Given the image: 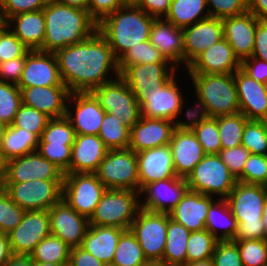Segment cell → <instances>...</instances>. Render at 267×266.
Wrapping results in <instances>:
<instances>
[{
  "instance_id": "cell-1",
  "label": "cell",
  "mask_w": 267,
  "mask_h": 266,
  "mask_svg": "<svg viewBox=\"0 0 267 266\" xmlns=\"http://www.w3.org/2000/svg\"><path fill=\"white\" fill-rule=\"evenodd\" d=\"M62 82L69 91L90 92L119 77L118 60L108 41L95 31L89 38L54 52Z\"/></svg>"
},
{
  "instance_id": "cell-2",
  "label": "cell",
  "mask_w": 267,
  "mask_h": 266,
  "mask_svg": "<svg viewBox=\"0 0 267 266\" xmlns=\"http://www.w3.org/2000/svg\"><path fill=\"white\" fill-rule=\"evenodd\" d=\"M43 14L45 38L40 51L55 52L80 43L97 31V23L88 11L79 8L49 0L43 8Z\"/></svg>"
},
{
  "instance_id": "cell-3",
  "label": "cell",
  "mask_w": 267,
  "mask_h": 266,
  "mask_svg": "<svg viewBox=\"0 0 267 266\" xmlns=\"http://www.w3.org/2000/svg\"><path fill=\"white\" fill-rule=\"evenodd\" d=\"M155 17L137 5H124L97 24V31L108 41L118 60L131 47L149 41Z\"/></svg>"
},
{
  "instance_id": "cell-4",
  "label": "cell",
  "mask_w": 267,
  "mask_h": 266,
  "mask_svg": "<svg viewBox=\"0 0 267 266\" xmlns=\"http://www.w3.org/2000/svg\"><path fill=\"white\" fill-rule=\"evenodd\" d=\"M267 186L237 182L225 198L237 220V232L233 241L265 239L263 207Z\"/></svg>"
},
{
  "instance_id": "cell-5",
  "label": "cell",
  "mask_w": 267,
  "mask_h": 266,
  "mask_svg": "<svg viewBox=\"0 0 267 266\" xmlns=\"http://www.w3.org/2000/svg\"><path fill=\"white\" fill-rule=\"evenodd\" d=\"M212 117L240 112L234 74H188Z\"/></svg>"
},
{
  "instance_id": "cell-6",
  "label": "cell",
  "mask_w": 267,
  "mask_h": 266,
  "mask_svg": "<svg viewBox=\"0 0 267 266\" xmlns=\"http://www.w3.org/2000/svg\"><path fill=\"white\" fill-rule=\"evenodd\" d=\"M139 196L140 192L129 189H106L89 224L130 229L140 209Z\"/></svg>"
},
{
  "instance_id": "cell-7",
  "label": "cell",
  "mask_w": 267,
  "mask_h": 266,
  "mask_svg": "<svg viewBox=\"0 0 267 266\" xmlns=\"http://www.w3.org/2000/svg\"><path fill=\"white\" fill-rule=\"evenodd\" d=\"M185 179L189 190L219 199H225L238 182L218 154H205Z\"/></svg>"
},
{
  "instance_id": "cell-8",
  "label": "cell",
  "mask_w": 267,
  "mask_h": 266,
  "mask_svg": "<svg viewBox=\"0 0 267 266\" xmlns=\"http://www.w3.org/2000/svg\"><path fill=\"white\" fill-rule=\"evenodd\" d=\"M95 173L107 189L139 192L137 156L129 148L109 149Z\"/></svg>"
},
{
  "instance_id": "cell-9",
  "label": "cell",
  "mask_w": 267,
  "mask_h": 266,
  "mask_svg": "<svg viewBox=\"0 0 267 266\" xmlns=\"http://www.w3.org/2000/svg\"><path fill=\"white\" fill-rule=\"evenodd\" d=\"M106 189L96 173L64 174L62 199L77 213L90 219Z\"/></svg>"
},
{
  "instance_id": "cell-10",
  "label": "cell",
  "mask_w": 267,
  "mask_h": 266,
  "mask_svg": "<svg viewBox=\"0 0 267 266\" xmlns=\"http://www.w3.org/2000/svg\"><path fill=\"white\" fill-rule=\"evenodd\" d=\"M63 180L1 183L10 199L25 211L49 210L62 199Z\"/></svg>"
},
{
  "instance_id": "cell-11",
  "label": "cell",
  "mask_w": 267,
  "mask_h": 266,
  "mask_svg": "<svg viewBox=\"0 0 267 266\" xmlns=\"http://www.w3.org/2000/svg\"><path fill=\"white\" fill-rule=\"evenodd\" d=\"M114 78L91 92L106 112L117 116L123 125L131 129L140 119V106L126 81L121 76Z\"/></svg>"
},
{
  "instance_id": "cell-12",
  "label": "cell",
  "mask_w": 267,
  "mask_h": 266,
  "mask_svg": "<svg viewBox=\"0 0 267 266\" xmlns=\"http://www.w3.org/2000/svg\"><path fill=\"white\" fill-rule=\"evenodd\" d=\"M167 228L168 213L151 212L143 208L137 212L130 231L135 235L148 261H162Z\"/></svg>"
},
{
  "instance_id": "cell-13",
  "label": "cell",
  "mask_w": 267,
  "mask_h": 266,
  "mask_svg": "<svg viewBox=\"0 0 267 266\" xmlns=\"http://www.w3.org/2000/svg\"><path fill=\"white\" fill-rule=\"evenodd\" d=\"M175 76L152 92H132L140 106V116L167 119L172 122L182 114L184 96Z\"/></svg>"
},
{
  "instance_id": "cell-14",
  "label": "cell",
  "mask_w": 267,
  "mask_h": 266,
  "mask_svg": "<svg viewBox=\"0 0 267 266\" xmlns=\"http://www.w3.org/2000/svg\"><path fill=\"white\" fill-rule=\"evenodd\" d=\"M50 234L48 210L25 211L21 223L8 233L11 251L15 255H30Z\"/></svg>"
},
{
  "instance_id": "cell-15",
  "label": "cell",
  "mask_w": 267,
  "mask_h": 266,
  "mask_svg": "<svg viewBox=\"0 0 267 266\" xmlns=\"http://www.w3.org/2000/svg\"><path fill=\"white\" fill-rule=\"evenodd\" d=\"M64 173L38 151L7 160L2 183H20L32 180H63Z\"/></svg>"
},
{
  "instance_id": "cell-16",
  "label": "cell",
  "mask_w": 267,
  "mask_h": 266,
  "mask_svg": "<svg viewBox=\"0 0 267 266\" xmlns=\"http://www.w3.org/2000/svg\"><path fill=\"white\" fill-rule=\"evenodd\" d=\"M183 30V63L187 68L201 53L224 38L222 19L208 17Z\"/></svg>"
},
{
  "instance_id": "cell-17",
  "label": "cell",
  "mask_w": 267,
  "mask_h": 266,
  "mask_svg": "<svg viewBox=\"0 0 267 266\" xmlns=\"http://www.w3.org/2000/svg\"><path fill=\"white\" fill-rule=\"evenodd\" d=\"M51 234L71 248L80 247L90 226L89 219L77 213L63 199L48 210Z\"/></svg>"
},
{
  "instance_id": "cell-18",
  "label": "cell",
  "mask_w": 267,
  "mask_h": 266,
  "mask_svg": "<svg viewBox=\"0 0 267 266\" xmlns=\"http://www.w3.org/2000/svg\"><path fill=\"white\" fill-rule=\"evenodd\" d=\"M67 103L66 117L70 120L76 134L99 135L106 111L100 106L98 99L90 92H72ZM74 104L73 114L70 109ZM70 106V107H68Z\"/></svg>"
},
{
  "instance_id": "cell-19",
  "label": "cell",
  "mask_w": 267,
  "mask_h": 266,
  "mask_svg": "<svg viewBox=\"0 0 267 266\" xmlns=\"http://www.w3.org/2000/svg\"><path fill=\"white\" fill-rule=\"evenodd\" d=\"M17 86L20 90L33 86H66L62 82L54 52L30 50Z\"/></svg>"
},
{
  "instance_id": "cell-20",
  "label": "cell",
  "mask_w": 267,
  "mask_h": 266,
  "mask_svg": "<svg viewBox=\"0 0 267 266\" xmlns=\"http://www.w3.org/2000/svg\"><path fill=\"white\" fill-rule=\"evenodd\" d=\"M186 179L174 177L147 184L141 191L144 196L140 208L151 212L169 213L188 190Z\"/></svg>"
},
{
  "instance_id": "cell-21",
  "label": "cell",
  "mask_w": 267,
  "mask_h": 266,
  "mask_svg": "<svg viewBox=\"0 0 267 266\" xmlns=\"http://www.w3.org/2000/svg\"><path fill=\"white\" fill-rule=\"evenodd\" d=\"M136 156L139 192L149 183L178 177L169 144L137 152Z\"/></svg>"
},
{
  "instance_id": "cell-22",
  "label": "cell",
  "mask_w": 267,
  "mask_h": 266,
  "mask_svg": "<svg viewBox=\"0 0 267 266\" xmlns=\"http://www.w3.org/2000/svg\"><path fill=\"white\" fill-rule=\"evenodd\" d=\"M176 71L177 68L170 62L134 64L128 66L120 76L132 92H152L158 86L166 85L177 74Z\"/></svg>"
},
{
  "instance_id": "cell-23",
  "label": "cell",
  "mask_w": 267,
  "mask_h": 266,
  "mask_svg": "<svg viewBox=\"0 0 267 266\" xmlns=\"http://www.w3.org/2000/svg\"><path fill=\"white\" fill-rule=\"evenodd\" d=\"M240 113L248 120L267 121V84L259 83L241 68L234 73Z\"/></svg>"
},
{
  "instance_id": "cell-24",
  "label": "cell",
  "mask_w": 267,
  "mask_h": 266,
  "mask_svg": "<svg viewBox=\"0 0 267 266\" xmlns=\"http://www.w3.org/2000/svg\"><path fill=\"white\" fill-rule=\"evenodd\" d=\"M239 68L241 61L223 38L201 53L186 70L188 74H234Z\"/></svg>"
},
{
  "instance_id": "cell-25",
  "label": "cell",
  "mask_w": 267,
  "mask_h": 266,
  "mask_svg": "<svg viewBox=\"0 0 267 266\" xmlns=\"http://www.w3.org/2000/svg\"><path fill=\"white\" fill-rule=\"evenodd\" d=\"M175 130L174 122L167 119H140L130 129L128 148L135 153L170 144Z\"/></svg>"
},
{
  "instance_id": "cell-26",
  "label": "cell",
  "mask_w": 267,
  "mask_h": 266,
  "mask_svg": "<svg viewBox=\"0 0 267 266\" xmlns=\"http://www.w3.org/2000/svg\"><path fill=\"white\" fill-rule=\"evenodd\" d=\"M70 93L66 86L22 88V104L35 108L50 118H60L66 116Z\"/></svg>"
},
{
  "instance_id": "cell-27",
  "label": "cell",
  "mask_w": 267,
  "mask_h": 266,
  "mask_svg": "<svg viewBox=\"0 0 267 266\" xmlns=\"http://www.w3.org/2000/svg\"><path fill=\"white\" fill-rule=\"evenodd\" d=\"M224 38L240 61L251 57L255 45L257 18L249 11L244 14L225 17Z\"/></svg>"
},
{
  "instance_id": "cell-28",
  "label": "cell",
  "mask_w": 267,
  "mask_h": 266,
  "mask_svg": "<svg viewBox=\"0 0 267 266\" xmlns=\"http://www.w3.org/2000/svg\"><path fill=\"white\" fill-rule=\"evenodd\" d=\"M213 202V196L188 189L178 204L169 212V216L190 232L202 231L206 229L207 213Z\"/></svg>"
},
{
  "instance_id": "cell-29",
  "label": "cell",
  "mask_w": 267,
  "mask_h": 266,
  "mask_svg": "<svg viewBox=\"0 0 267 266\" xmlns=\"http://www.w3.org/2000/svg\"><path fill=\"white\" fill-rule=\"evenodd\" d=\"M108 150L98 135L76 134L69 173H95Z\"/></svg>"
},
{
  "instance_id": "cell-30",
  "label": "cell",
  "mask_w": 267,
  "mask_h": 266,
  "mask_svg": "<svg viewBox=\"0 0 267 266\" xmlns=\"http://www.w3.org/2000/svg\"><path fill=\"white\" fill-rule=\"evenodd\" d=\"M149 41L164 59L176 68L183 65V30L164 18H155L151 27Z\"/></svg>"
},
{
  "instance_id": "cell-31",
  "label": "cell",
  "mask_w": 267,
  "mask_h": 266,
  "mask_svg": "<svg viewBox=\"0 0 267 266\" xmlns=\"http://www.w3.org/2000/svg\"><path fill=\"white\" fill-rule=\"evenodd\" d=\"M169 145L174 170L179 177L186 178L205 156L202 146L192 131L175 129Z\"/></svg>"
},
{
  "instance_id": "cell-32",
  "label": "cell",
  "mask_w": 267,
  "mask_h": 266,
  "mask_svg": "<svg viewBox=\"0 0 267 266\" xmlns=\"http://www.w3.org/2000/svg\"><path fill=\"white\" fill-rule=\"evenodd\" d=\"M6 26L30 50L42 47L45 38L43 9L11 16L7 19Z\"/></svg>"
},
{
  "instance_id": "cell-33",
  "label": "cell",
  "mask_w": 267,
  "mask_h": 266,
  "mask_svg": "<svg viewBox=\"0 0 267 266\" xmlns=\"http://www.w3.org/2000/svg\"><path fill=\"white\" fill-rule=\"evenodd\" d=\"M124 231L119 227L90 225L80 248L104 264H112L119 238Z\"/></svg>"
},
{
  "instance_id": "cell-34",
  "label": "cell",
  "mask_w": 267,
  "mask_h": 266,
  "mask_svg": "<svg viewBox=\"0 0 267 266\" xmlns=\"http://www.w3.org/2000/svg\"><path fill=\"white\" fill-rule=\"evenodd\" d=\"M237 220L233 216L226 199L214 201L208 210L206 230L217 240H233L237 232ZM222 231L219 233V229Z\"/></svg>"
},
{
  "instance_id": "cell-35",
  "label": "cell",
  "mask_w": 267,
  "mask_h": 266,
  "mask_svg": "<svg viewBox=\"0 0 267 266\" xmlns=\"http://www.w3.org/2000/svg\"><path fill=\"white\" fill-rule=\"evenodd\" d=\"M190 231L172 220L168 213V228L162 262L167 266L186 264L187 242Z\"/></svg>"
},
{
  "instance_id": "cell-36",
  "label": "cell",
  "mask_w": 267,
  "mask_h": 266,
  "mask_svg": "<svg viewBox=\"0 0 267 266\" xmlns=\"http://www.w3.org/2000/svg\"><path fill=\"white\" fill-rule=\"evenodd\" d=\"M207 7L206 0H172L164 19L184 28L210 17Z\"/></svg>"
},
{
  "instance_id": "cell-37",
  "label": "cell",
  "mask_w": 267,
  "mask_h": 266,
  "mask_svg": "<svg viewBox=\"0 0 267 266\" xmlns=\"http://www.w3.org/2000/svg\"><path fill=\"white\" fill-rule=\"evenodd\" d=\"M39 138L31 132L8 125L2 143L7 160L37 151Z\"/></svg>"
},
{
  "instance_id": "cell-38",
  "label": "cell",
  "mask_w": 267,
  "mask_h": 266,
  "mask_svg": "<svg viewBox=\"0 0 267 266\" xmlns=\"http://www.w3.org/2000/svg\"><path fill=\"white\" fill-rule=\"evenodd\" d=\"M148 260L130 229L125 230L118 241L112 264L113 266H144Z\"/></svg>"
},
{
  "instance_id": "cell-39",
  "label": "cell",
  "mask_w": 267,
  "mask_h": 266,
  "mask_svg": "<svg viewBox=\"0 0 267 266\" xmlns=\"http://www.w3.org/2000/svg\"><path fill=\"white\" fill-rule=\"evenodd\" d=\"M70 252V246L50 234L37 244L30 257L34 262L69 264Z\"/></svg>"
},
{
  "instance_id": "cell-40",
  "label": "cell",
  "mask_w": 267,
  "mask_h": 266,
  "mask_svg": "<svg viewBox=\"0 0 267 266\" xmlns=\"http://www.w3.org/2000/svg\"><path fill=\"white\" fill-rule=\"evenodd\" d=\"M98 136L108 149H126L130 143V129L108 112L103 117Z\"/></svg>"
},
{
  "instance_id": "cell-41",
  "label": "cell",
  "mask_w": 267,
  "mask_h": 266,
  "mask_svg": "<svg viewBox=\"0 0 267 266\" xmlns=\"http://www.w3.org/2000/svg\"><path fill=\"white\" fill-rule=\"evenodd\" d=\"M247 121V117L240 112L233 115L217 116L221 149L242 145V135Z\"/></svg>"
},
{
  "instance_id": "cell-42",
  "label": "cell",
  "mask_w": 267,
  "mask_h": 266,
  "mask_svg": "<svg viewBox=\"0 0 267 266\" xmlns=\"http://www.w3.org/2000/svg\"><path fill=\"white\" fill-rule=\"evenodd\" d=\"M217 242L206 229L191 232L187 242L186 263L212 258Z\"/></svg>"
},
{
  "instance_id": "cell-43",
  "label": "cell",
  "mask_w": 267,
  "mask_h": 266,
  "mask_svg": "<svg viewBox=\"0 0 267 266\" xmlns=\"http://www.w3.org/2000/svg\"><path fill=\"white\" fill-rule=\"evenodd\" d=\"M169 62L164 59L159 50L150 41L140 42V45L131 47L118 59L120 74L134 64Z\"/></svg>"
},
{
  "instance_id": "cell-44",
  "label": "cell",
  "mask_w": 267,
  "mask_h": 266,
  "mask_svg": "<svg viewBox=\"0 0 267 266\" xmlns=\"http://www.w3.org/2000/svg\"><path fill=\"white\" fill-rule=\"evenodd\" d=\"M75 136V130L66 116L51 118L42 132L39 143L73 145Z\"/></svg>"
},
{
  "instance_id": "cell-45",
  "label": "cell",
  "mask_w": 267,
  "mask_h": 266,
  "mask_svg": "<svg viewBox=\"0 0 267 266\" xmlns=\"http://www.w3.org/2000/svg\"><path fill=\"white\" fill-rule=\"evenodd\" d=\"M242 145L251 154L267 155V121L248 120L244 126Z\"/></svg>"
},
{
  "instance_id": "cell-46",
  "label": "cell",
  "mask_w": 267,
  "mask_h": 266,
  "mask_svg": "<svg viewBox=\"0 0 267 266\" xmlns=\"http://www.w3.org/2000/svg\"><path fill=\"white\" fill-rule=\"evenodd\" d=\"M51 118L35 108L22 104L11 124L12 127L25 129L39 139Z\"/></svg>"
},
{
  "instance_id": "cell-47",
  "label": "cell",
  "mask_w": 267,
  "mask_h": 266,
  "mask_svg": "<svg viewBox=\"0 0 267 266\" xmlns=\"http://www.w3.org/2000/svg\"><path fill=\"white\" fill-rule=\"evenodd\" d=\"M21 105L20 88L16 84L0 81V120L11 125Z\"/></svg>"
},
{
  "instance_id": "cell-48",
  "label": "cell",
  "mask_w": 267,
  "mask_h": 266,
  "mask_svg": "<svg viewBox=\"0 0 267 266\" xmlns=\"http://www.w3.org/2000/svg\"><path fill=\"white\" fill-rule=\"evenodd\" d=\"M24 213L25 210L12 201L0 185V232L10 233L21 223Z\"/></svg>"
},
{
  "instance_id": "cell-49",
  "label": "cell",
  "mask_w": 267,
  "mask_h": 266,
  "mask_svg": "<svg viewBox=\"0 0 267 266\" xmlns=\"http://www.w3.org/2000/svg\"><path fill=\"white\" fill-rule=\"evenodd\" d=\"M243 266H263L267 264V240L251 239L235 241Z\"/></svg>"
},
{
  "instance_id": "cell-50",
  "label": "cell",
  "mask_w": 267,
  "mask_h": 266,
  "mask_svg": "<svg viewBox=\"0 0 267 266\" xmlns=\"http://www.w3.org/2000/svg\"><path fill=\"white\" fill-rule=\"evenodd\" d=\"M205 154H218L221 141L217 127V117L203 121L193 131Z\"/></svg>"
},
{
  "instance_id": "cell-51",
  "label": "cell",
  "mask_w": 267,
  "mask_h": 266,
  "mask_svg": "<svg viewBox=\"0 0 267 266\" xmlns=\"http://www.w3.org/2000/svg\"><path fill=\"white\" fill-rule=\"evenodd\" d=\"M72 145L57 143H38L37 151L46 160L53 163L64 174H69Z\"/></svg>"
},
{
  "instance_id": "cell-52",
  "label": "cell",
  "mask_w": 267,
  "mask_h": 266,
  "mask_svg": "<svg viewBox=\"0 0 267 266\" xmlns=\"http://www.w3.org/2000/svg\"><path fill=\"white\" fill-rule=\"evenodd\" d=\"M243 183L267 186V155L250 153L243 168Z\"/></svg>"
},
{
  "instance_id": "cell-53",
  "label": "cell",
  "mask_w": 267,
  "mask_h": 266,
  "mask_svg": "<svg viewBox=\"0 0 267 266\" xmlns=\"http://www.w3.org/2000/svg\"><path fill=\"white\" fill-rule=\"evenodd\" d=\"M195 96L197 98L196 102H194L195 106L192 105V108H187L186 110V121H183L181 118L178 119L177 117L174 121L175 129L180 131H193L203 121L212 118L207 104L196 93Z\"/></svg>"
},
{
  "instance_id": "cell-54",
  "label": "cell",
  "mask_w": 267,
  "mask_h": 266,
  "mask_svg": "<svg viewBox=\"0 0 267 266\" xmlns=\"http://www.w3.org/2000/svg\"><path fill=\"white\" fill-rule=\"evenodd\" d=\"M249 155L250 152L243 145L228 149H221L218 153L222 162L237 178V181L241 183H243V168Z\"/></svg>"
},
{
  "instance_id": "cell-55",
  "label": "cell",
  "mask_w": 267,
  "mask_h": 266,
  "mask_svg": "<svg viewBox=\"0 0 267 266\" xmlns=\"http://www.w3.org/2000/svg\"><path fill=\"white\" fill-rule=\"evenodd\" d=\"M30 51L6 26L0 30V63L26 57Z\"/></svg>"
},
{
  "instance_id": "cell-56",
  "label": "cell",
  "mask_w": 267,
  "mask_h": 266,
  "mask_svg": "<svg viewBox=\"0 0 267 266\" xmlns=\"http://www.w3.org/2000/svg\"><path fill=\"white\" fill-rule=\"evenodd\" d=\"M212 260L214 266H243L237 243L233 240H218Z\"/></svg>"
},
{
  "instance_id": "cell-57",
  "label": "cell",
  "mask_w": 267,
  "mask_h": 266,
  "mask_svg": "<svg viewBox=\"0 0 267 266\" xmlns=\"http://www.w3.org/2000/svg\"><path fill=\"white\" fill-rule=\"evenodd\" d=\"M206 2L210 17L223 19L248 11V0H206Z\"/></svg>"
},
{
  "instance_id": "cell-58",
  "label": "cell",
  "mask_w": 267,
  "mask_h": 266,
  "mask_svg": "<svg viewBox=\"0 0 267 266\" xmlns=\"http://www.w3.org/2000/svg\"><path fill=\"white\" fill-rule=\"evenodd\" d=\"M49 0H1L5 19L29 11L42 10Z\"/></svg>"
},
{
  "instance_id": "cell-59",
  "label": "cell",
  "mask_w": 267,
  "mask_h": 266,
  "mask_svg": "<svg viewBox=\"0 0 267 266\" xmlns=\"http://www.w3.org/2000/svg\"><path fill=\"white\" fill-rule=\"evenodd\" d=\"M124 6L122 0H89L88 13L98 24L103 18Z\"/></svg>"
},
{
  "instance_id": "cell-60",
  "label": "cell",
  "mask_w": 267,
  "mask_h": 266,
  "mask_svg": "<svg viewBox=\"0 0 267 266\" xmlns=\"http://www.w3.org/2000/svg\"><path fill=\"white\" fill-rule=\"evenodd\" d=\"M26 57L0 63V81L18 85L21 80Z\"/></svg>"
},
{
  "instance_id": "cell-61",
  "label": "cell",
  "mask_w": 267,
  "mask_h": 266,
  "mask_svg": "<svg viewBox=\"0 0 267 266\" xmlns=\"http://www.w3.org/2000/svg\"><path fill=\"white\" fill-rule=\"evenodd\" d=\"M241 69L252 79L267 84V62L255 57H248L241 61Z\"/></svg>"
},
{
  "instance_id": "cell-62",
  "label": "cell",
  "mask_w": 267,
  "mask_h": 266,
  "mask_svg": "<svg viewBox=\"0 0 267 266\" xmlns=\"http://www.w3.org/2000/svg\"><path fill=\"white\" fill-rule=\"evenodd\" d=\"M251 57L267 62V19H257L255 45Z\"/></svg>"
},
{
  "instance_id": "cell-63",
  "label": "cell",
  "mask_w": 267,
  "mask_h": 266,
  "mask_svg": "<svg viewBox=\"0 0 267 266\" xmlns=\"http://www.w3.org/2000/svg\"><path fill=\"white\" fill-rule=\"evenodd\" d=\"M172 0H140L137 4L144 12L155 18H164Z\"/></svg>"
},
{
  "instance_id": "cell-64",
  "label": "cell",
  "mask_w": 267,
  "mask_h": 266,
  "mask_svg": "<svg viewBox=\"0 0 267 266\" xmlns=\"http://www.w3.org/2000/svg\"><path fill=\"white\" fill-rule=\"evenodd\" d=\"M69 264L71 266H105L94 255L80 247L71 248Z\"/></svg>"
},
{
  "instance_id": "cell-65",
  "label": "cell",
  "mask_w": 267,
  "mask_h": 266,
  "mask_svg": "<svg viewBox=\"0 0 267 266\" xmlns=\"http://www.w3.org/2000/svg\"><path fill=\"white\" fill-rule=\"evenodd\" d=\"M248 11L257 19H267V0H248Z\"/></svg>"
},
{
  "instance_id": "cell-66",
  "label": "cell",
  "mask_w": 267,
  "mask_h": 266,
  "mask_svg": "<svg viewBox=\"0 0 267 266\" xmlns=\"http://www.w3.org/2000/svg\"><path fill=\"white\" fill-rule=\"evenodd\" d=\"M12 255L8 234L0 232V266H4Z\"/></svg>"
},
{
  "instance_id": "cell-67",
  "label": "cell",
  "mask_w": 267,
  "mask_h": 266,
  "mask_svg": "<svg viewBox=\"0 0 267 266\" xmlns=\"http://www.w3.org/2000/svg\"><path fill=\"white\" fill-rule=\"evenodd\" d=\"M4 266H33V260L30 255L13 254Z\"/></svg>"
},
{
  "instance_id": "cell-68",
  "label": "cell",
  "mask_w": 267,
  "mask_h": 266,
  "mask_svg": "<svg viewBox=\"0 0 267 266\" xmlns=\"http://www.w3.org/2000/svg\"><path fill=\"white\" fill-rule=\"evenodd\" d=\"M55 2L88 11L89 0H53Z\"/></svg>"
},
{
  "instance_id": "cell-69",
  "label": "cell",
  "mask_w": 267,
  "mask_h": 266,
  "mask_svg": "<svg viewBox=\"0 0 267 266\" xmlns=\"http://www.w3.org/2000/svg\"><path fill=\"white\" fill-rule=\"evenodd\" d=\"M7 159L5 158L2 151H0V185L4 179L6 172Z\"/></svg>"
},
{
  "instance_id": "cell-70",
  "label": "cell",
  "mask_w": 267,
  "mask_h": 266,
  "mask_svg": "<svg viewBox=\"0 0 267 266\" xmlns=\"http://www.w3.org/2000/svg\"><path fill=\"white\" fill-rule=\"evenodd\" d=\"M183 266H214L212 258L203 260V261H195L191 263H186Z\"/></svg>"
},
{
  "instance_id": "cell-71",
  "label": "cell",
  "mask_w": 267,
  "mask_h": 266,
  "mask_svg": "<svg viewBox=\"0 0 267 266\" xmlns=\"http://www.w3.org/2000/svg\"><path fill=\"white\" fill-rule=\"evenodd\" d=\"M262 221H263V227L265 231V239L267 240V197H266L264 207H263Z\"/></svg>"
},
{
  "instance_id": "cell-72",
  "label": "cell",
  "mask_w": 267,
  "mask_h": 266,
  "mask_svg": "<svg viewBox=\"0 0 267 266\" xmlns=\"http://www.w3.org/2000/svg\"><path fill=\"white\" fill-rule=\"evenodd\" d=\"M8 125L0 120V151H2V143H3V138L4 134L6 132Z\"/></svg>"
},
{
  "instance_id": "cell-73",
  "label": "cell",
  "mask_w": 267,
  "mask_h": 266,
  "mask_svg": "<svg viewBox=\"0 0 267 266\" xmlns=\"http://www.w3.org/2000/svg\"><path fill=\"white\" fill-rule=\"evenodd\" d=\"M6 19L3 13V8L1 6V0H0V30L4 29L6 27Z\"/></svg>"
},
{
  "instance_id": "cell-74",
  "label": "cell",
  "mask_w": 267,
  "mask_h": 266,
  "mask_svg": "<svg viewBox=\"0 0 267 266\" xmlns=\"http://www.w3.org/2000/svg\"><path fill=\"white\" fill-rule=\"evenodd\" d=\"M67 264H57V263H50V262H34L33 266H65Z\"/></svg>"
},
{
  "instance_id": "cell-75",
  "label": "cell",
  "mask_w": 267,
  "mask_h": 266,
  "mask_svg": "<svg viewBox=\"0 0 267 266\" xmlns=\"http://www.w3.org/2000/svg\"><path fill=\"white\" fill-rule=\"evenodd\" d=\"M144 266H167L162 261H148Z\"/></svg>"
},
{
  "instance_id": "cell-76",
  "label": "cell",
  "mask_w": 267,
  "mask_h": 266,
  "mask_svg": "<svg viewBox=\"0 0 267 266\" xmlns=\"http://www.w3.org/2000/svg\"><path fill=\"white\" fill-rule=\"evenodd\" d=\"M124 5H137L140 0H122Z\"/></svg>"
}]
</instances>
